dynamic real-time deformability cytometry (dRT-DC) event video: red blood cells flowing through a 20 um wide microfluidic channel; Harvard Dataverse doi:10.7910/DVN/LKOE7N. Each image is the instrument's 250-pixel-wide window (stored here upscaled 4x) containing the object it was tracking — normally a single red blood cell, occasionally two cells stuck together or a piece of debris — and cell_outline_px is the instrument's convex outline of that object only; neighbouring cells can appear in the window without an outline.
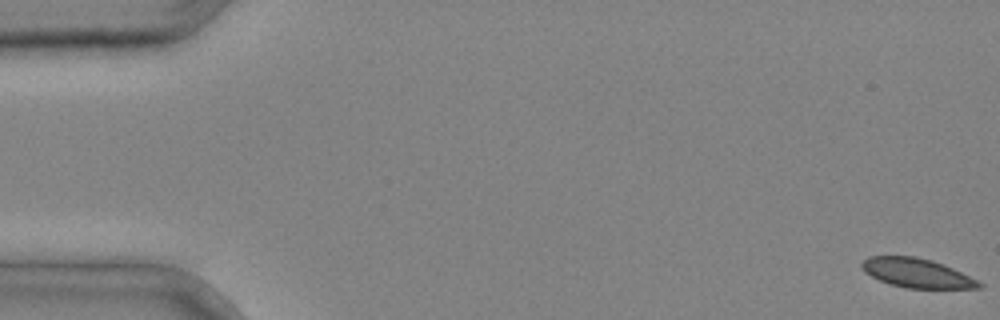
{"species": "common noctule bat (a hibernating species)", "species_latin": "Nyctalus noctula", "temperature_condition": "cold", "stored_images_in_passage": 3, "camera_frame_rate_fps": 3000, "um_per_image_px": 0.085, "animal": {"sex": "male", "body_mass_g": 20.4}, "frame": {"image": 1, "passage_image": 1, "time_ms": 0.0, "image_size_px": [1000, 320], "cell_outline_px": [[984, 288], [908, 288], [892, 284], [880, 280], [864, 272], [860, 264], [868, 256], [916, 256], [932, 260], [944, 264], [984, 284]], "centroid_in_image_um": [77.92, 23.2], "position_along_channel_um": 7.1, "area_um2": 19.77}}
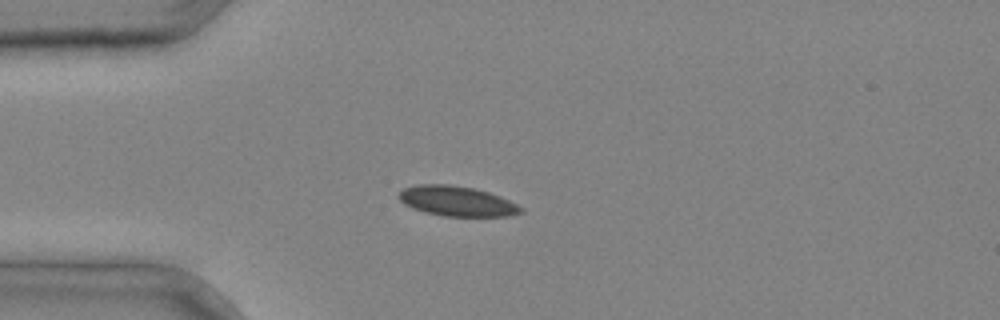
{"frame": {"image": 2, "passage_image": 3, "time_ms": 0.667, "image_size_px": [1000, 320], "cell_outline_px": [[524, 212], [508, 216], [444, 216], [424, 212], [412, 208], [404, 204], [400, 200], [400, 192], [404, 188], [416, 184], [448, 184], [472, 188], [488, 192], [500, 196], [524, 208]], "centroid_in_image_um": [38.84, 17.1], "position_along_channel_um": 46.2, "area_um2": 21.27}}